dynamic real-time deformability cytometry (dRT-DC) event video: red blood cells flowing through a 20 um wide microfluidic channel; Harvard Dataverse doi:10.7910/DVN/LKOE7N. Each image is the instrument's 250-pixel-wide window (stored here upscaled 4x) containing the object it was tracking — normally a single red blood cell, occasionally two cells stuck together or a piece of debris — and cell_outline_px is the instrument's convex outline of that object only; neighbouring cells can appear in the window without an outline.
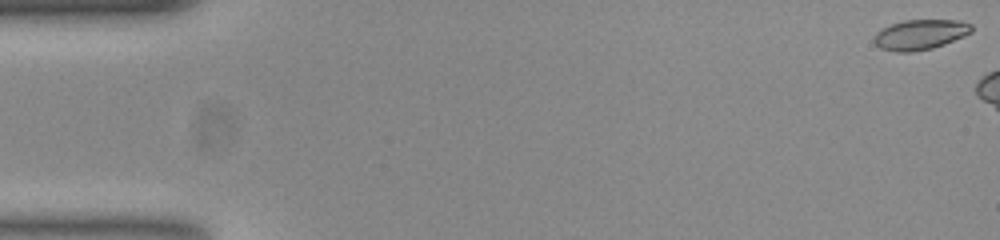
{"species": "common noctule bat (a hibernating species)", "species_latin": "Nyctalus noctula", "temperature_condition": "room temperature", "stored_images_in_passage": 6, "camera_frame_rate_fps": 3000, "um_per_image_px": 0.085, "animal": {"sex": "female", "body_mass_g": 23.0, "forearm_length_mm": 53.4}, "frame": {"image": 1, "passage_image": 1, "time_ms": 0.0, "image_size_px": [1000, 240], "cell_outline_px": [[972, 32], [964, 36], [944, 44], [932, 48], [912, 52], [896, 52], [880, 48], [876, 44], [876, 32], [880, 28], [904, 20], [960, 20], [972, 24]], "centroid_in_image_um": [78.24, 2.93], "position_along_channel_um": 6.8, "area_um2": 17.05}}